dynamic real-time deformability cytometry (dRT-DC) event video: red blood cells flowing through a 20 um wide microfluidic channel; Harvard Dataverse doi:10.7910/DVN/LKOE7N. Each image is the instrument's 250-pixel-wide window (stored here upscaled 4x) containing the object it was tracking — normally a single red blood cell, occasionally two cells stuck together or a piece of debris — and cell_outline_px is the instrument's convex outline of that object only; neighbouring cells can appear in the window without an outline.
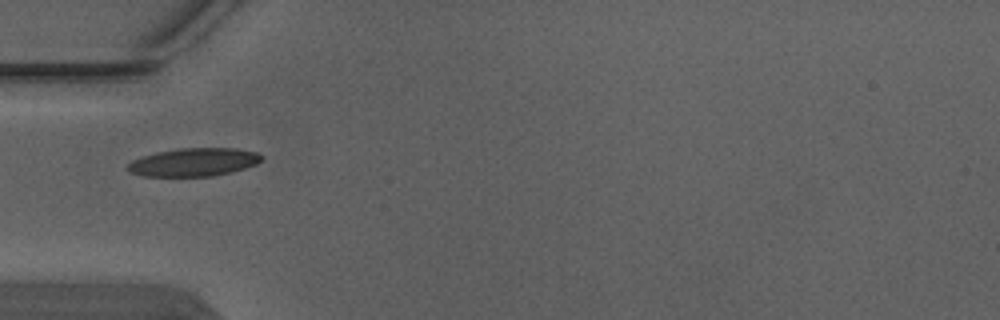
{"species": "Egyptian fruit bat (a non-hibernating species)", "species_latin": "Rousettus aegyptiacus", "temperature_condition": "warm", "stored_images_in_passage": 2, "camera_frame_rate_fps": 3000, "um_per_image_px": 0.085, "animal": {"sex": "male"}, "frame": {"image": 1, "passage_image": 1, "time_ms": 0.0, "image_size_px": [1000, 320], "cell_outline_px": [[264, 156], [256, 164], [232, 172], [212, 176], [144, 176], [132, 172], [124, 168], [132, 160], [156, 152], [180, 148], [236, 148], [256, 152]], "centroid_in_image_um": [16.47, 13.78], "position_along_channel_um": 68.5, "area_um2": 21.91}}
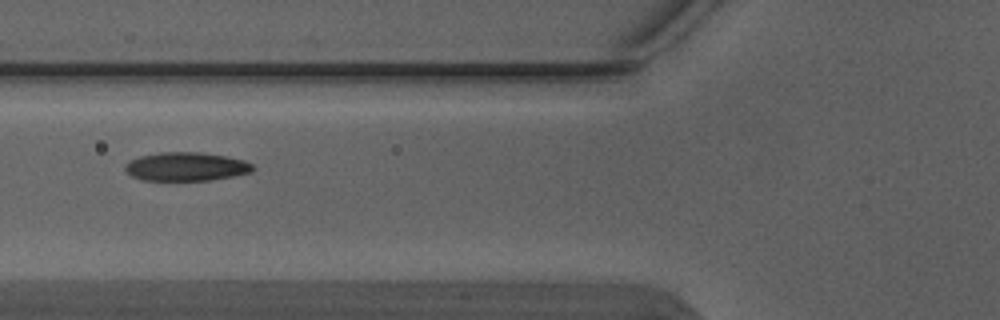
{"frame": {"image": 2, "passage_image": 2, "time_ms": 0.333, "image_size_px": [1000, 320], "cell_outline_px": [[256, 168], [252, 172], [212, 180], [140, 180], [132, 176], [124, 168], [124, 164], [128, 160], [140, 156], [160, 152], [200, 152], [228, 156], [244, 160], [252, 164]], "centroid_in_image_um": [15.82, 14.15], "position_along_channel_um": 110.0, "area_um2": 21.5}}